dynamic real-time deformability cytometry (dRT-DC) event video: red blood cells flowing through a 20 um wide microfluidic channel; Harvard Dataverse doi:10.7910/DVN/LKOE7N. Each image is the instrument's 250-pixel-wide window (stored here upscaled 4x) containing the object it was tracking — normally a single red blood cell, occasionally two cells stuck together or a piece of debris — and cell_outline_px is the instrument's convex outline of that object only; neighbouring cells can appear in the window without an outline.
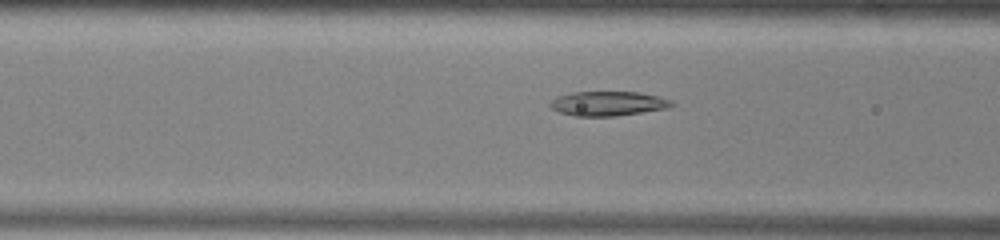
{"species": "common noctule bat (a hibernating species)", "species_latin": "Nyctalus noctula", "temperature_condition": "warm", "stored_images_in_passage": 48, "segment_of_instrument_passage": [1, 2], "camera_frame_rate_fps": 3000, "um_per_image_px": 0.085, "animal": {"sex": "male", "body_mass_g": 13.0, "forearm_length_mm": 53.1}, "frame": {"image": 1, "passage_image": 19, "time_ms": 6.0, "image_size_px": [1000, 240], "cell_outline_px": [[676, 104], [668, 108], [616, 116], [576, 116], [560, 112], [552, 108], [548, 104], [556, 96], [572, 92], [640, 92], [672, 100]], "centroid_in_image_um": [51.68, 8.8], "position_along_channel_um": 114.9, "area_um2": 17.34}}
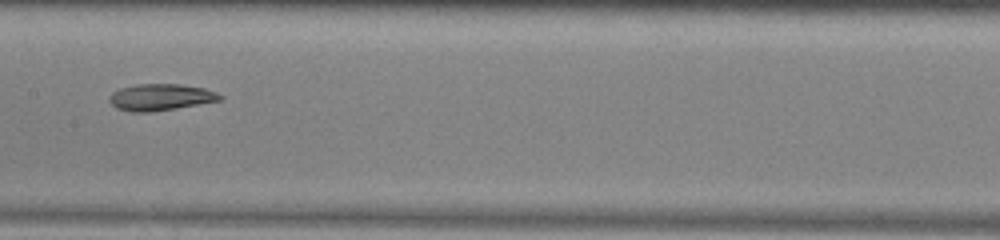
{"frame": {"image": 2, "passage_image": 25, "time_ms": 8.0, "image_size_px": [1000, 240], "cell_outline_px": [[224, 96], [220, 100], [176, 108], [148, 112], [132, 112], [116, 108], [108, 100], [108, 96], [112, 92], [120, 88], [136, 84], [180, 84], [204, 88], [216, 92]], "centroid_in_image_um": [13.61, 8.25], "position_along_channel_um": 193.8, "area_um2": 17.11}}
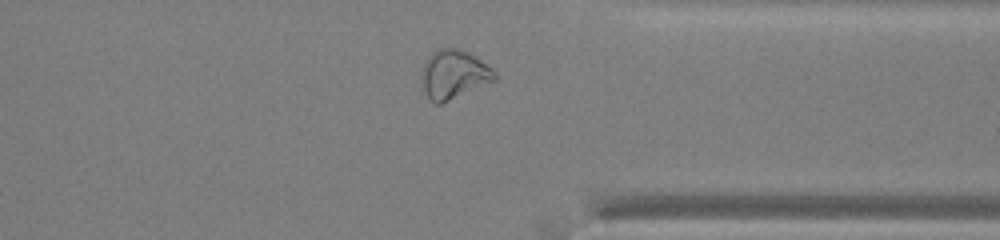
{"frame": {"image": 3, "passage_image": 39, "time_ms": 12.667, "image_size_px": [1000, 240], "cell_outline_px": [[496, 80], [440, 104], [436, 104], [424, 92], [420, 76], [420, 72], [428, 56], [436, 48], [456, 48], [468, 52], [492, 68], [496, 72]], "centroid_in_image_um": [38.54, 6.31], "position_along_channel_um": 372.9, "area_um2": 20.75}}